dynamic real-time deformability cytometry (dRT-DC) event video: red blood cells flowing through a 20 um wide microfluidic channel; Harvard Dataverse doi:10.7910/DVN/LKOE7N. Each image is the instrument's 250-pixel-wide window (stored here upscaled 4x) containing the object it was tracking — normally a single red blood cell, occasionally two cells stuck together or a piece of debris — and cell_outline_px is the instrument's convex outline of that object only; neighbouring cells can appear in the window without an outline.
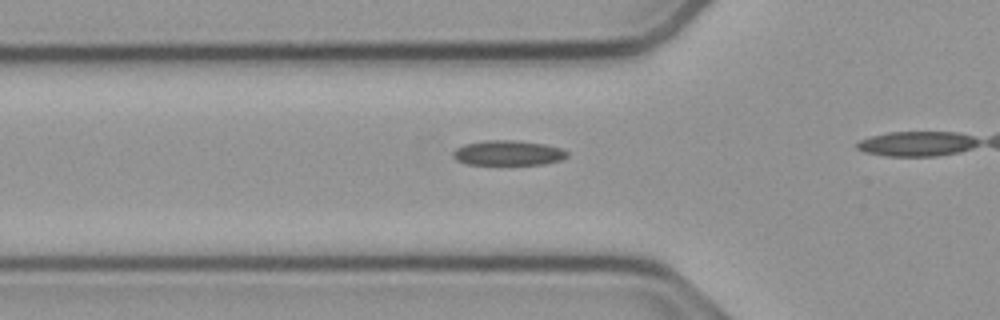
{"species": "common noctule bat (a hibernating species)", "species_latin": "Nyctalus noctula", "temperature_condition": "cold", "stored_images_in_passage": 17, "camera_frame_rate_fps": 3000, "um_per_image_px": 0.085, "animal": {"sex": "male", "body_mass_g": 23.1, "forearm_length_mm": 52.7}, "frame": {"image": 1, "passage_image": 12, "time_ms": 3.667, "image_size_px": [1000, 320], "cell_outline_px": [[568, 156], [560, 160], [540, 164], [468, 164], [456, 160], [452, 156], [452, 152], [456, 148], [464, 144], [484, 140], [516, 140], [544, 144], [560, 148], [568, 152]], "centroid_in_image_um": [43.15, 12.99], "position_along_channel_um": 82.7, "area_um2": 16.53}}
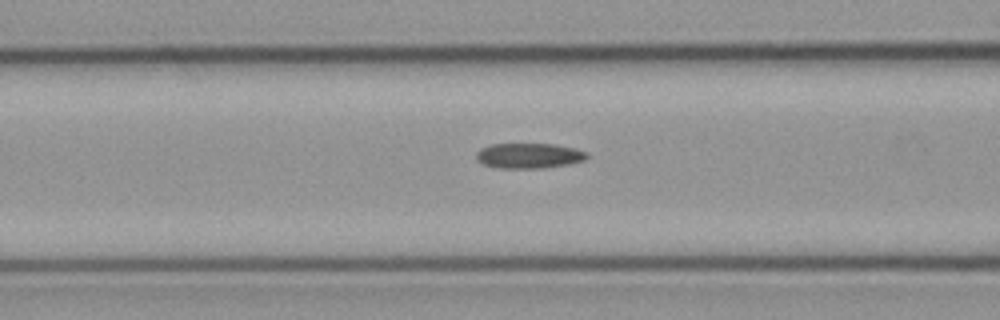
{"frame": {"image": 2, "passage_image": 15, "time_ms": 4.667, "image_size_px": [1000, 320], "cell_outline_px": [[588, 156], [584, 160], [568, 164], [544, 168], [500, 168], [484, 164], [476, 160], [476, 152], [480, 148], [492, 144], [556, 144], [576, 148], [588, 152]], "centroid_in_image_um": [44.97, 13.23], "position_along_channel_um": 121.6, "area_um2": 16.36}}